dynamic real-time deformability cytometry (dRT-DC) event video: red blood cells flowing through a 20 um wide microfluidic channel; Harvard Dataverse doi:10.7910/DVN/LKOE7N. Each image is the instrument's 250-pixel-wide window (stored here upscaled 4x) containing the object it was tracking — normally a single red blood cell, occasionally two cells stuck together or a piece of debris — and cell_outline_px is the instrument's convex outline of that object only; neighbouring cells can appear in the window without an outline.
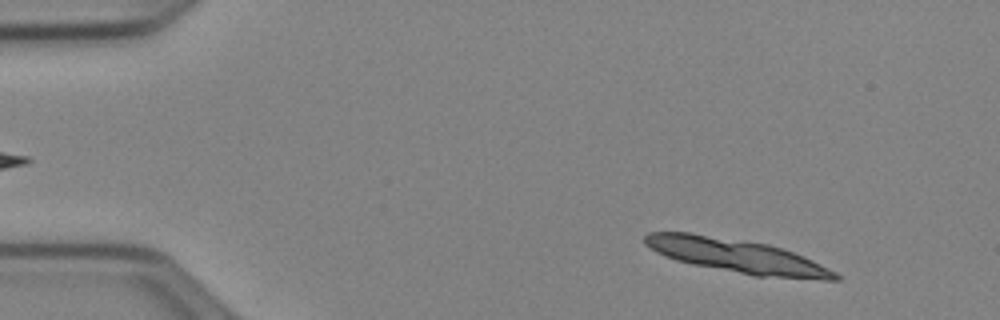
{"species": "Egyptian fruit bat (a non-hibernating species)", "species_latin": "Rousettus aegyptiacus", "temperature_condition": "cold", "stored_images_in_passage": 8, "camera_frame_rate_fps": 3000, "um_per_image_px": 0.085, "animal": {"sex": "female"}, "frame": {"image": 1, "passage_image": 5, "time_ms": 1.333, "image_size_px": [1000, 320], "cell_outline_px": [[840, 280], [824, 280], [756, 276], [692, 264], [676, 260], [664, 256], [648, 248], [644, 244], [644, 236], [648, 232], [688, 232], [768, 244], [804, 256], [836, 272], [840, 276]], "centroid_in_image_um": [62.61, 21.75], "position_along_channel_um": 22.4, "area_um2": 37.34}}